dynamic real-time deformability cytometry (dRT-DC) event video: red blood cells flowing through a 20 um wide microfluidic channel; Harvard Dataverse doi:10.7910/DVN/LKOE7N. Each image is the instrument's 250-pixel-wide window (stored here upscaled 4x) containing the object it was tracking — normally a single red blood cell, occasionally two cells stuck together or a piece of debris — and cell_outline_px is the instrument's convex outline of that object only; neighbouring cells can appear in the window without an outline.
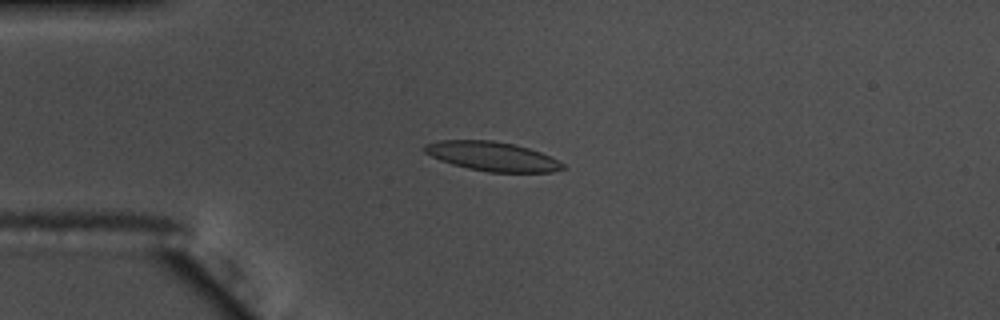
{"species": "common noctule bat (a hibernating species)", "species_latin": "Nyctalus noctula", "temperature_condition": "warm", "stored_images_in_passage": 55, "camera_frame_rate_fps": 3000, "um_per_image_px": 0.085, "animal": {"sex": "male", "body_mass_g": 17.5, "forearm_length_mm": 52.3}, "frame": {"image": 1, "passage_image": 14, "time_ms": 4.333, "image_size_px": [1000, 320], "cell_outline_px": [[568, 168], [552, 172], [488, 172], [468, 168], [452, 164], [440, 160], [424, 152], [424, 144], [440, 140], [492, 140], [516, 144], [540, 152], [564, 164]], "centroid_in_image_um": [41.84, 13.29], "position_along_channel_um": 43.2, "area_um2": 23.52}}
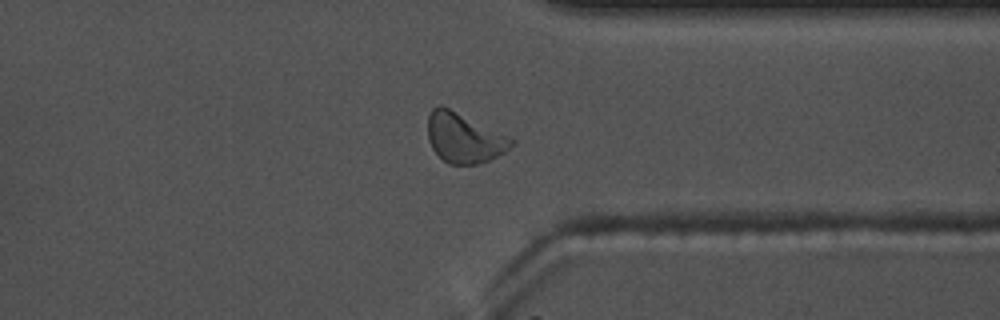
{"frame": {"image": 2, "passage_image": 43, "time_ms": 14.0, "image_size_px": [1000, 320], "cell_outline_px": [[516, 144], [504, 152], [480, 164], [448, 164], [432, 148], [428, 140], [428, 116], [432, 108], [440, 104], [512, 136], [516, 140]], "centroid_in_image_um": [39.49, 11.71], "position_along_channel_um": 371.9, "area_um2": 24.57}}
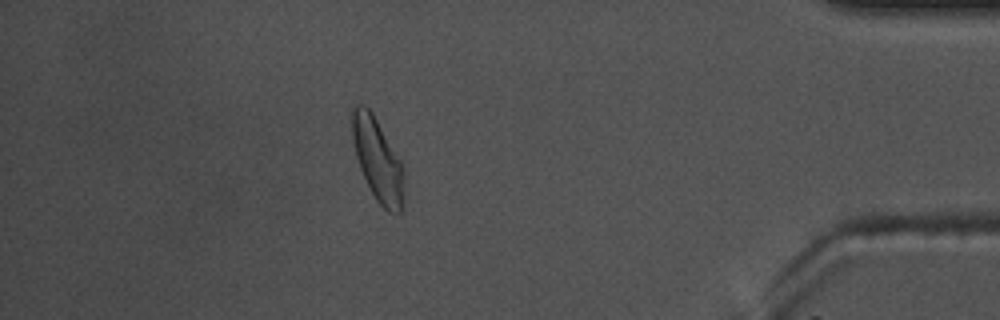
{"frame": {"image": 3, "passage_image": 49, "time_ms": 16.0, "image_size_px": [1000, 320], "cell_outline_px": [[404, 208], [400, 212], [388, 212], [376, 200], [360, 168], [356, 156], [352, 140], [352, 108], [356, 104], [364, 104], [372, 112], [404, 164]], "centroid_in_image_um": [32.13, 13.58], "position_along_channel_um": 403.1, "area_um2": 25.32}, "authors_computed_cell_mechanics": {"area_um2": 23.2934, "velocity_mm_per_s": 3.6621, "shape_relaxation_time_tau1_ms": 4.6929, "shape_relaxation_time_tau2_ms": 4.1092, "deformation_change_tau1": 0.1412, "deformation_change_tau2": 0.095}}